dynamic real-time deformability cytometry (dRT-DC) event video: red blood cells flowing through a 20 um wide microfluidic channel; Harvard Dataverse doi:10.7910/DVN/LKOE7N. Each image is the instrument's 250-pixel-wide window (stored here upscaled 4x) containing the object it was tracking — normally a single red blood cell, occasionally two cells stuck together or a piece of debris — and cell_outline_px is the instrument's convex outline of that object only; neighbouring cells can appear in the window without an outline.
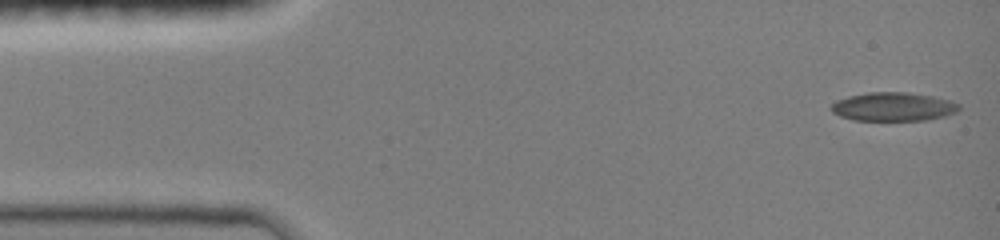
{"species": "common noctule bat (a hibernating species)", "species_latin": "Nyctalus noctula", "temperature_condition": "room temperature", "stored_images_in_passage": 46, "camera_frame_rate_fps": 3000, "um_per_image_px": 0.085, "animal": {"sex": "female", "body_mass_g": 19.0, "forearm_length_mm": 51.5}, "frame": {"image": 1, "passage_image": 1, "time_ms": 0.0, "image_size_px": [1000, 240], "cell_outline_px": [[960, 108], [956, 112], [944, 116], [924, 120], [852, 120], [840, 116], [832, 112], [828, 108], [836, 100], [848, 96], [868, 92], [908, 92], [932, 96], [948, 100], [960, 104]], "centroid_in_image_um": [75.89, 9.07], "position_along_channel_um": 9.1, "area_um2": 21.39}}
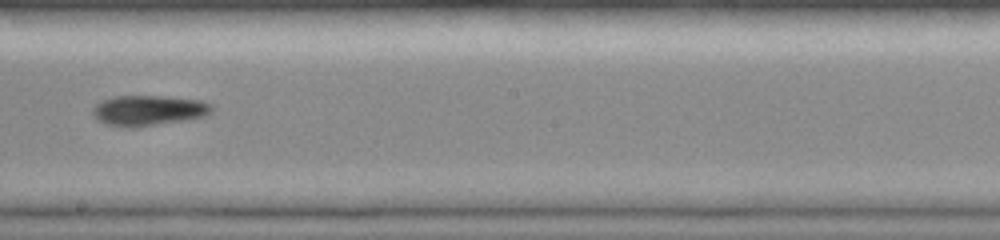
{"frame": {"image": 2, "passage_image": 26, "time_ms": 8.333, "image_size_px": [1000, 240], "cell_outline_px": [[212, 112], [204, 116], [184, 120], [128, 128], [124, 128], [104, 124], [96, 120], [92, 112], [92, 108], [100, 100], [112, 96], [160, 96], [200, 100], [212, 104]], "centroid_in_image_um": [12.55, 9.38], "position_along_channel_um": 235.7, "area_um2": 21.15}}
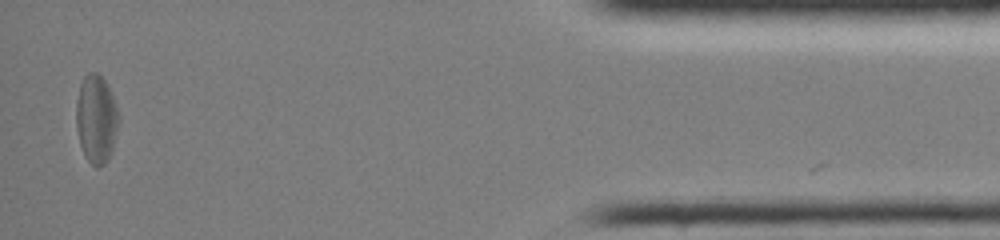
{"frame": {"image": 3, "passage_image": 45, "time_ms": 14.667, "image_size_px": [1000, 240], "cell_outline_px": [[120, 120], [112, 148], [108, 160], [104, 164], [96, 168], [88, 160], [80, 144], [76, 124], [76, 100], [80, 84], [84, 76], [88, 72], [96, 72], [108, 84], [116, 104], [120, 116]], "centroid_in_image_um": [8.19, 10.08], "position_along_channel_um": 427.0, "area_um2": 21.96}}